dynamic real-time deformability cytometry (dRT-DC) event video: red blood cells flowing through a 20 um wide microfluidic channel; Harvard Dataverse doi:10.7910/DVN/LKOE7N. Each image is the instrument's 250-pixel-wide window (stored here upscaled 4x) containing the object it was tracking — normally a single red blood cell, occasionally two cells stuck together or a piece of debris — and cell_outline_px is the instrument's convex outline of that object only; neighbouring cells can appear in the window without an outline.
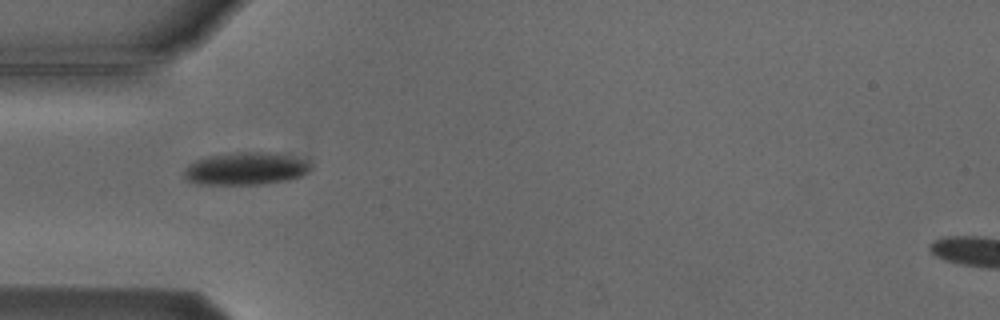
{"species": "Egyptian fruit bat (a non-hibernating species)", "species_latin": "Rousettus aegyptiacus", "temperature_condition": "cold", "stored_images_in_passage": 8, "camera_frame_rate_fps": 3000, "um_per_image_px": 0.085, "animal": {"sex": "male"}, "frame": {"image": 1, "passage_image": 6, "time_ms": 6.667, "image_size_px": [1000, 320], "cell_outline_px": [[312, 168], [308, 172], [300, 176], [288, 180], [260, 184], [196, 184], [188, 180], [184, 176], [184, 168], [188, 164], [196, 160], [208, 156], [236, 152], [276, 152], [308, 160], [312, 164]], "centroid_in_image_um": [20.92, 14.32], "position_along_channel_um": 64.1, "area_um2": 24.28}}
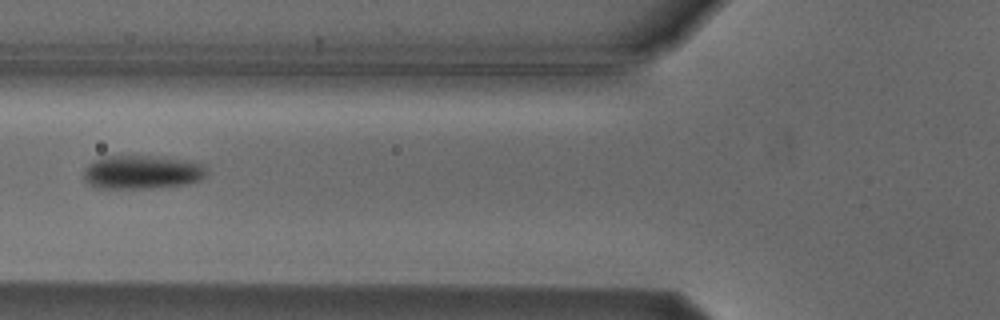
{"frame": {"image": 2, "passage_image": 7, "time_ms": 8.0, "image_size_px": [1000, 320], "cell_outline_px": [[208, 176], [200, 180], [184, 184], [152, 188], [100, 188], [88, 184], [84, 180], [84, 168], [92, 160], [104, 156], [148, 156], [184, 160], [204, 164], [208, 172]], "centroid_in_image_um": [12.06, 14.63], "position_along_channel_um": 113.7, "area_um2": 24.22}}